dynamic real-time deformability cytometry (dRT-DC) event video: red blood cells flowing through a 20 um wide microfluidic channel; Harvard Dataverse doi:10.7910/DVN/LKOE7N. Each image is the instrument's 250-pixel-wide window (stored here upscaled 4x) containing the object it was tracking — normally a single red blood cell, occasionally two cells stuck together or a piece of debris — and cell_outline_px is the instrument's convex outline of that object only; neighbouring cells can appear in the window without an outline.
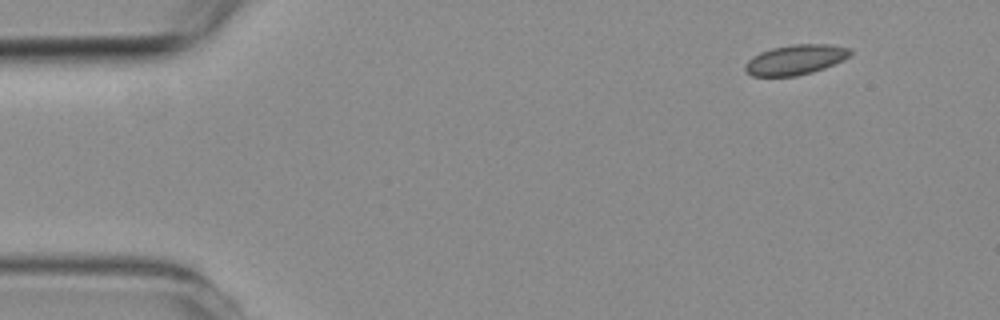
{"species": "common noctule bat (a hibernating species)", "species_latin": "Nyctalus noctula", "temperature_condition": "room temperature", "stored_images_in_passage": 5, "camera_frame_rate_fps": 3000, "um_per_image_px": 0.085, "animal": {"sex": "female", "body_mass_g": 19.3, "forearm_length_mm": 54.1}, "frame": {"image": 1, "passage_image": 1, "time_ms": 0.0, "image_size_px": [1000, 320], "cell_outline_px": [[852, 52], [844, 60], [824, 68], [812, 72], [796, 76], [752, 76], [744, 68], [744, 64], [748, 60], [760, 52], [772, 48], [792, 44], [828, 44], [852, 48]], "centroid_in_image_um": [67.63, 5.07], "position_along_channel_um": 17.4, "area_um2": 18.38}}
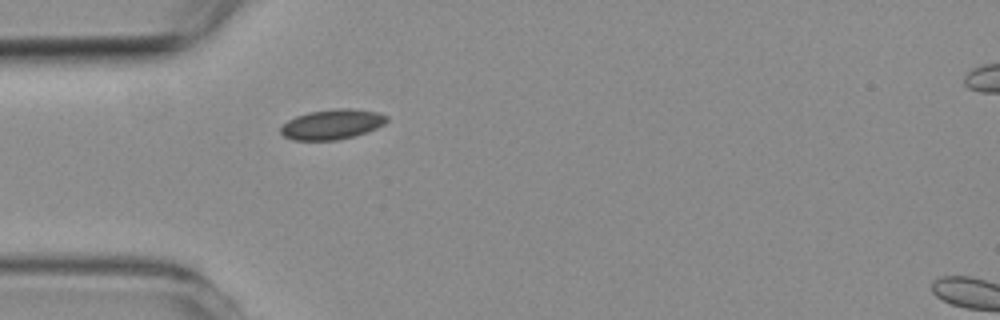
{"frame": {"image": 2, "passage_image": 4, "time_ms": 3.333, "image_size_px": [1000, 320], "cell_outline_px": [[388, 120], [384, 124], [376, 128], [352, 136], [336, 140], [296, 140], [284, 136], [280, 132], [280, 128], [288, 120], [296, 116], [308, 112], [336, 108], [352, 108], [376, 112], [388, 116]], "centroid_in_image_um": [28.22, 10.55], "position_along_channel_um": 56.8, "area_um2": 18.38}}